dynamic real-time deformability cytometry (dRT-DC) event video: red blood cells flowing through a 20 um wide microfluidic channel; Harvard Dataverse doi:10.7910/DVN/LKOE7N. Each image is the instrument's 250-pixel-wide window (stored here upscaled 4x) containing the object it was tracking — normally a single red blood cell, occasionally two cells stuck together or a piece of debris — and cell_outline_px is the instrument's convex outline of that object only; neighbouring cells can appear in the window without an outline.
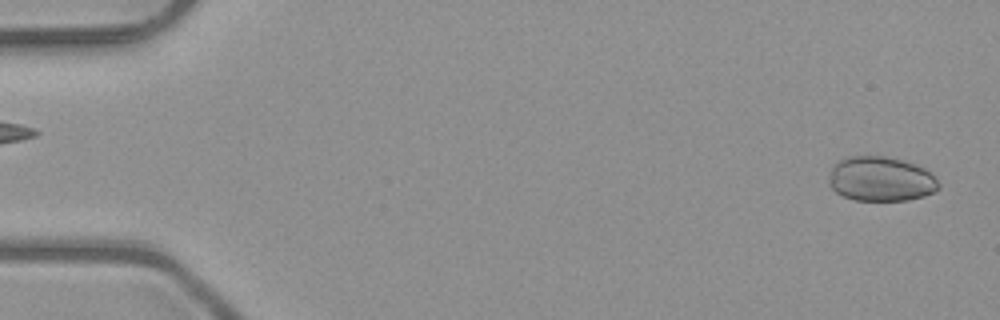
{"species": "common noctule bat (a hibernating species)", "species_latin": "Nyctalus noctula", "temperature_condition": "room temperature", "stored_images_in_passage": 50, "camera_frame_rate_fps": 3000, "um_per_image_px": 0.085, "animal": {"sex": "male", "body_mass_g": 23.1, "forearm_length_mm": 52.7}, "frame": {"image": 1, "passage_image": 1, "time_ms": 0.0, "image_size_px": [1000, 320], "cell_outline_px": [[940, 188], [924, 196], [908, 200], [856, 200], [844, 196], [836, 192], [828, 184], [828, 180], [832, 164], [844, 156], [884, 156], [904, 160], [916, 164], [924, 168], [940, 184]], "centroid_in_image_um": [74.83, 15.2], "position_along_channel_um": 10.2, "area_um2": 28.73}}
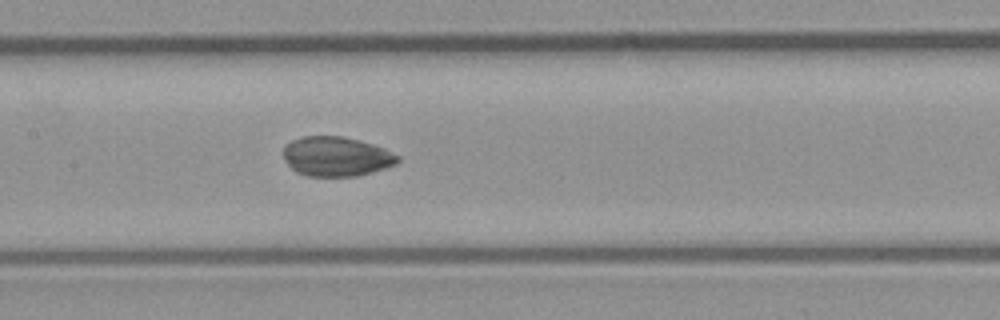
{"frame": {"image": 2, "passage_image": 24, "time_ms": 7.667, "image_size_px": [1000, 320], "cell_outline_px": [[400, 160], [396, 164], [372, 172], [356, 176], [308, 176], [296, 172], [284, 160], [284, 144], [292, 140], [304, 136], [344, 136], [372, 144], [384, 148], [400, 156]], "centroid_in_image_um": [28.58, 13.3], "position_along_channel_um": 178.8, "area_um2": 26.41}}
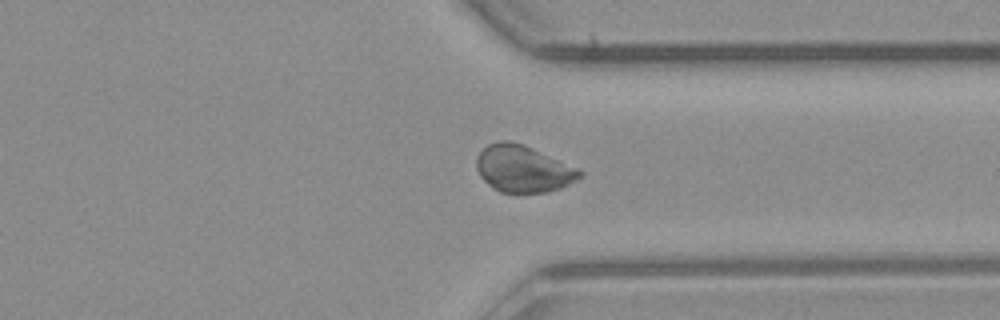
{"frame": {"image": 3, "passage_image": 38, "time_ms": 12.333, "image_size_px": [1000, 320], "cell_outline_px": [[584, 172], [576, 180], [560, 188], [548, 192], [500, 192], [492, 188], [480, 176], [476, 168], [476, 160], [480, 152], [488, 144], [496, 140], [508, 140], [524, 144], [580, 168]], "centroid_in_image_um": [44.47, 14.33], "position_along_channel_um": 366.9, "area_um2": 28.38}, "authors_computed_cell_mechanics": {"area_um2": 28.2353, "velocity_mm_per_s": 4.045, "shape_relaxation_time_tau1_ms": 9.5373, "shape_relaxation_time_tau2_ms": null, "deformation_change_tau1": 0.1113, "deformation_change_tau2": null}}